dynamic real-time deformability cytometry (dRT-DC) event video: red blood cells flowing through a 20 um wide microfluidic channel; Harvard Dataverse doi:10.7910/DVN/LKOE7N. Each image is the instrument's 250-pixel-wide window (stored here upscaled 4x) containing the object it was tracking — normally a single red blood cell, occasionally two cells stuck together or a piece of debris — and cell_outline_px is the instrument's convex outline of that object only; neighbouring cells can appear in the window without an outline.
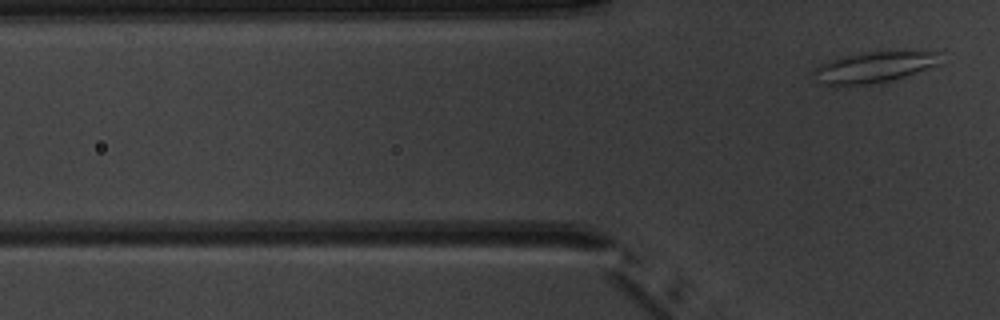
{"species": "common noctule bat (a hibernating species)", "species_latin": "Nyctalus noctula", "temperature_condition": "warm", "stored_images_in_passage": 6, "camera_frame_rate_fps": 3000, "um_per_image_px": 0.085, "animal": {"sex": "male", "body_mass_g": 20.1, "forearm_length_mm": 53.5}, "frame": {"image": 1, "passage_image": 6, "time_ms": 6.0, "image_size_px": [1000, 320], "cell_outline_px": [[940, 64], [904, 76], [888, 80], [848, 88], [832, 88], [824, 84], [812, 72], [816, 68], [828, 60], [840, 56], [860, 52], [936, 52]], "centroid_in_image_um": [74.16, 5.75], "position_along_channel_um": 51.6, "area_um2": 22.77}}